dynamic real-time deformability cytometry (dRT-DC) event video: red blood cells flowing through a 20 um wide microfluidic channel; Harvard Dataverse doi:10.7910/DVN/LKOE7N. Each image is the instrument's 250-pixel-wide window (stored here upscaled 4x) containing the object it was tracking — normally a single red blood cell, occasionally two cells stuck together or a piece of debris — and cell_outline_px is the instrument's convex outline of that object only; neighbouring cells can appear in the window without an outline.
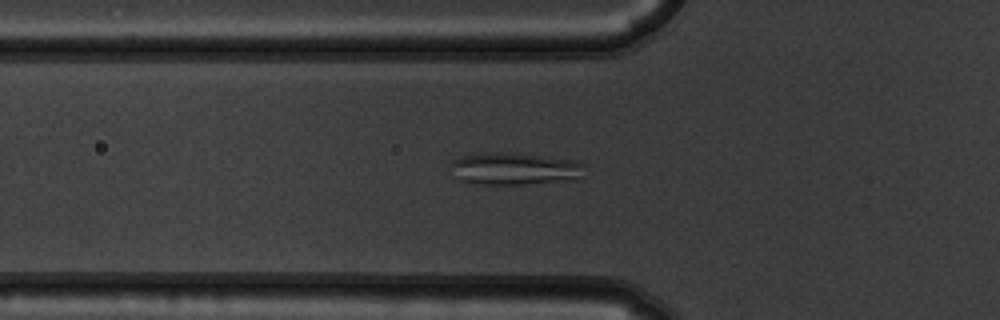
{"species": "common noctule bat (a hibernating species)", "species_latin": "Nyctalus noctula", "temperature_condition": "warm", "stored_images_in_passage": 48, "camera_frame_rate_fps": 3000, "um_per_image_px": 0.085, "animal": {"sex": "male", "body_mass_g": 19.5, "forearm_length_mm": 54.6}, "frame": {"image": 1, "passage_image": 20, "time_ms": 6.333, "image_size_px": [1000, 320], "cell_outline_px": [[584, 164], [576, 176], [524, 184], [476, 184], [460, 180], [452, 176], [448, 164], [452, 160], [464, 156], [504, 152], [544, 156], [572, 160]], "centroid_in_image_um": [43.51, 14.33], "position_along_channel_um": 82.3, "area_um2": 24.1}}
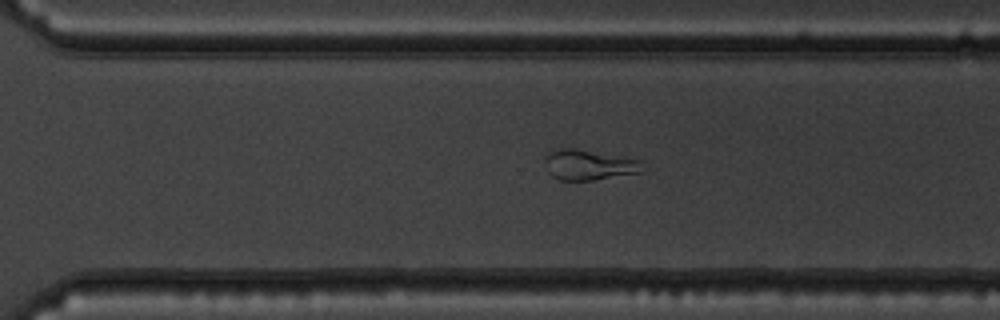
{"frame": {"image": 2, "passage_image": 39, "time_ms": 12.667, "image_size_px": [1000, 320], "cell_outline_px": [[644, 172], [592, 180], [560, 180], [552, 176], [548, 172], [544, 164], [544, 156], [548, 152], [556, 148], [576, 148], [640, 160]], "centroid_in_image_um": [50.0, 14.01], "position_along_channel_um": 320.6, "area_um2": 17.4}}
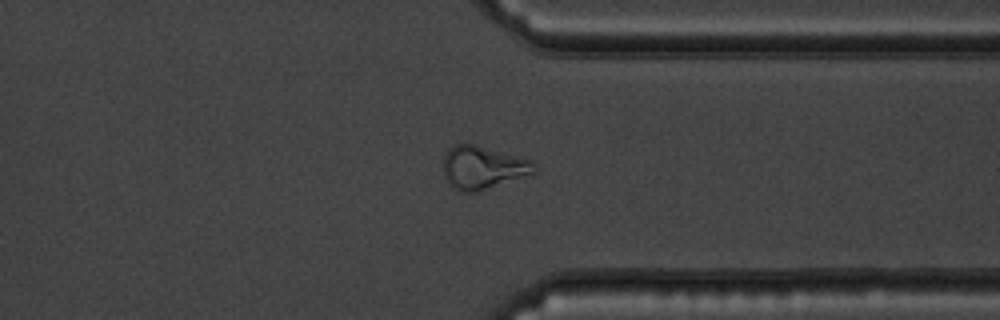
{"frame": {"image": 3, "passage_image": 43, "time_ms": 14.0, "image_size_px": [1000, 320], "cell_outline_px": [[536, 172], [476, 192], [464, 192], [456, 188], [444, 176], [444, 156], [448, 148], [452, 144], [476, 144], [532, 160]], "centroid_in_image_um": [41.03, 14.21], "position_along_channel_um": 370.4, "area_um2": 22.43}, "authors_computed_cell_mechanics": {"area_um2": 22.3108, "velocity_mm_per_s": 3.7628, "shape_relaxation_time_tau1_ms": null, "shape_relaxation_time_tau2_ms": 2.408, "deformation_change_tau1": null, "deformation_change_tau2": 0.0766}}